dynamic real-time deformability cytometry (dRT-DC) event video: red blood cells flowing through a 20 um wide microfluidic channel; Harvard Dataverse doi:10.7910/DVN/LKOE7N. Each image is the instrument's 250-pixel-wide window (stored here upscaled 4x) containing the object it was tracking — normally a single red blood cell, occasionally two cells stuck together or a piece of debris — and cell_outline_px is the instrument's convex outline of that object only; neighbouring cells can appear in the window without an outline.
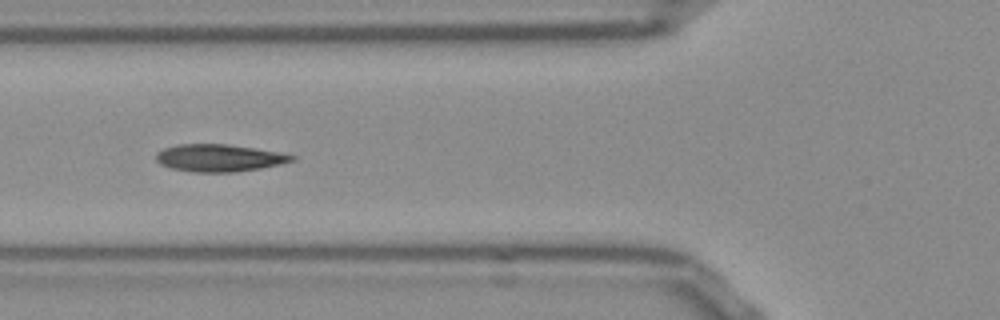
{"species": "Egyptian fruit bat (a non-hibernating species)", "species_latin": "Rousettus aegyptiacus", "temperature_condition": "room temperature", "stored_images_in_passage": 19, "camera_frame_rate_fps": 3000, "um_per_image_px": 0.085, "frame": {"image": 1, "passage_image": 6, "time_ms": 1.667, "image_size_px": [1000, 320], "cell_outline_px": [[296, 160], [260, 168], [236, 172], [192, 172], [172, 168], [160, 164], [156, 160], [156, 152], [164, 148], [176, 144], [228, 144], [276, 152], [296, 156]], "centroid_in_image_um": [18.57, 13.42], "position_along_channel_um": 107.2, "area_um2": 21.44}}